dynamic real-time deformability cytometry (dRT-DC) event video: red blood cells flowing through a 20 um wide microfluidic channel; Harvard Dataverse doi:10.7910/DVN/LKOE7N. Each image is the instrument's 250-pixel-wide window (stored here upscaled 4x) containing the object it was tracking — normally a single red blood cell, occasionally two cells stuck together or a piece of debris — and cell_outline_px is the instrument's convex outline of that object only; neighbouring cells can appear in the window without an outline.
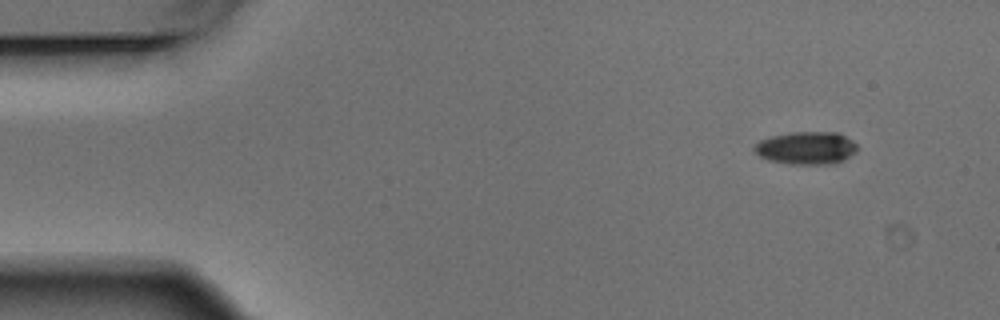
{"species": "Egyptian fruit bat (a non-hibernating species)", "species_latin": "Rousettus aegyptiacus", "temperature_condition": "warm", "stored_images_in_passage": 4, "camera_frame_rate_fps": 3000, "um_per_image_px": 0.085, "animal": {"sex": "male"}, "frame": {"image": 1, "passage_image": 1, "time_ms": 0.0, "image_size_px": [1000, 320], "cell_outline_px": [[856, 152], [844, 160], [828, 164], [788, 164], [768, 160], [760, 156], [752, 148], [760, 140], [772, 136], [792, 132], [840, 132], [852, 140], [856, 144]], "centroid_in_image_um": [68.54, 12.57], "position_along_channel_um": 16.5, "area_um2": 19.65}}
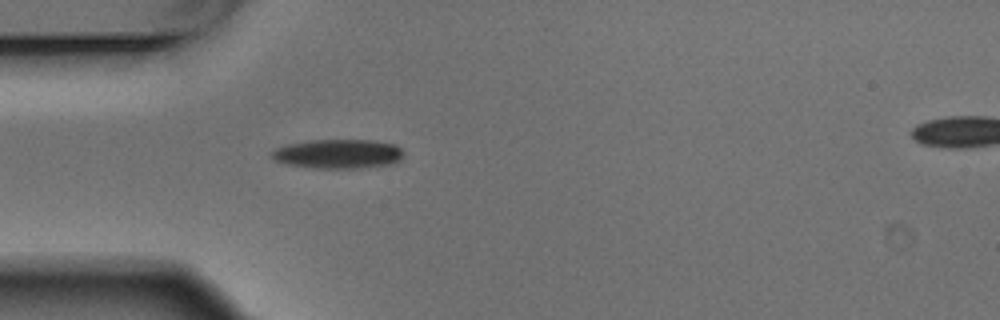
{"frame": {"image": 2, "passage_image": 4, "time_ms": 1.0, "image_size_px": [1000, 320], "cell_outline_px": [[404, 156], [396, 164], [360, 168], [316, 168], [284, 164], [276, 160], [272, 156], [272, 152], [276, 148], [288, 144], [308, 140], [372, 140], [396, 144], [404, 152]], "centroid_in_image_um": [28.81, 13.08], "position_along_channel_um": 56.2, "area_um2": 22.72}}